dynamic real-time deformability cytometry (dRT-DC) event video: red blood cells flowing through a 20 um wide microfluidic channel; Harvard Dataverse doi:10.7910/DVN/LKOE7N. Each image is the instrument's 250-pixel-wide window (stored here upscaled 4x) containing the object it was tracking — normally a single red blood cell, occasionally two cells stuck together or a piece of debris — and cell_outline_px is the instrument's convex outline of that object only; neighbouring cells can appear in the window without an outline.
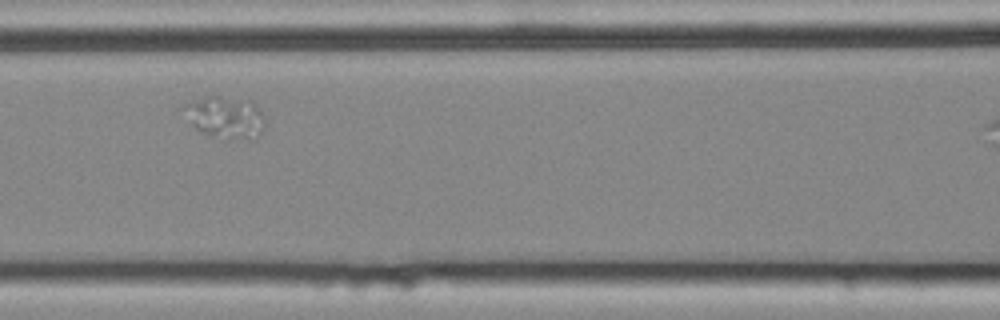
{"species": "common noctule bat (a hibernating species)", "species_latin": "Nyctalus noctula", "temperature_condition": "cold", "stored_images_in_passage": 7, "camera_frame_rate_fps": 3000, "um_per_image_px": 0.085, "animal": {"sex": "female", "body_mass_g": 25.1}, "frame": {"image": 1, "passage_image": 4, "time_ms": 1.0, "image_size_px": [1000, 320], "cell_outline_px": [[264, 132], [256, 140], [224, 140], [200, 132], [192, 124], [180, 108], [184, 104], [208, 96], [216, 96], [248, 100], [264, 116]], "centroid_in_image_um": [19.17, 10.03], "position_along_channel_um": 147.4, "area_um2": 20.17}}
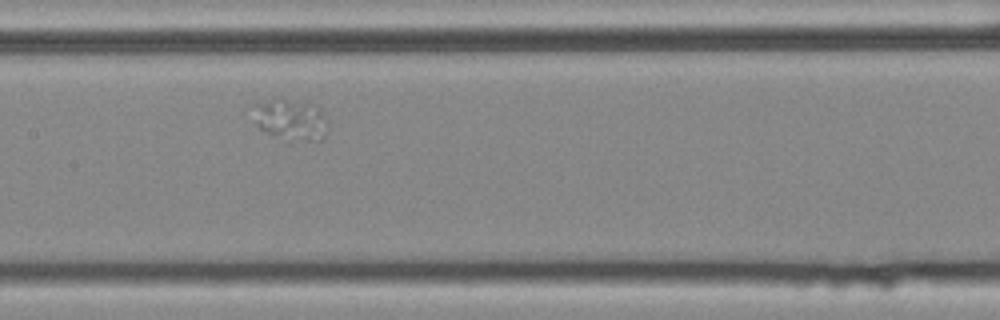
{"frame": {"image": 2, "passage_image": 5, "time_ms": 1.333, "image_size_px": [1000, 320], "cell_outline_px": [[328, 124], [320, 140], [308, 140], [268, 132], [260, 128], [252, 104], [272, 96], [304, 104], [324, 112]], "centroid_in_image_um": [24.68, 10.09], "position_along_channel_um": 182.7, "area_um2": 16.7}}